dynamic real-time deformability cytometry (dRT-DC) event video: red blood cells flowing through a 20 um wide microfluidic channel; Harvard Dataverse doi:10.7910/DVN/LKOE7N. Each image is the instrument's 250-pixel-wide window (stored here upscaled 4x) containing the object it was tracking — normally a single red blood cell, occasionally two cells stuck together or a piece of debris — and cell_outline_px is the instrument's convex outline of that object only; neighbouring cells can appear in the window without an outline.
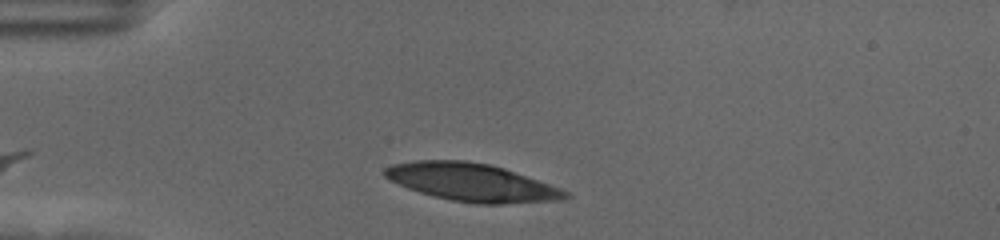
{"species": "human", "species_latin": "Homo sapiens", "temperature_condition": "cold", "stored_images_in_passage": 37, "camera_frame_rate_fps": 3000, "um_per_image_px": 0.085, "donor": {"sex": "female"}, "frame": {"image": 1, "passage_image": 4, "time_ms": 1.0, "image_size_px": [1000, 240], "cell_outline_px": [[572, 196], [552, 200], [504, 204], [476, 204], [452, 200], [432, 196], [408, 188], [384, 176], [384, 168], [392, 164], [416, 160], [464, 160], [488, 164], [504, 168], [548, 184], [568, 192]], "centroid_in_image_um": [40.05, 15.49], "position_along_channel_um": 45.0, "area_um2": 39.25}}
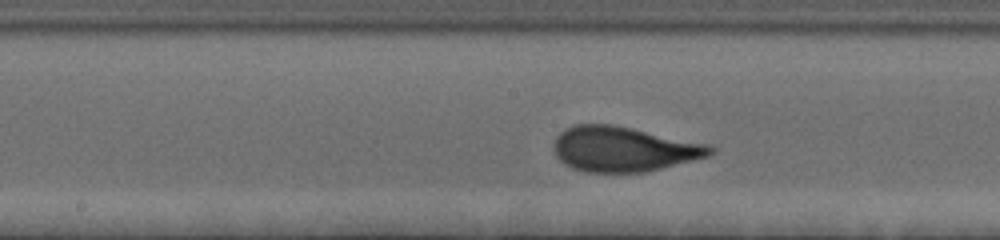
{"frame": {"image": 2, "passage_image": 19, "time_ms": 6.0, "image_size_px": [1000, 240], "cell_outline_px": [[716, 152], [708, 156], [644, 172], [584, 172], [572, 168], [564, 164], [556, 156], [552, 148], [556, 136], [564, 128], [576, 124], [612, 124], [712, 144], [716, 148]], "centroid_in_image_um": [53.0, 12.66], "position_along_channel_um": 195.2, "area_um2": 41.33}}
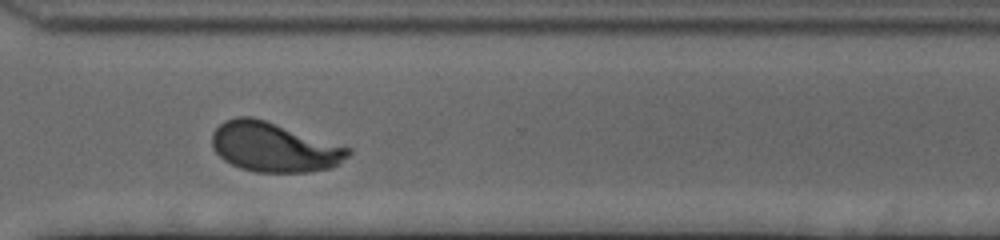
{"frame": {"image": 3, "passage_image": 32, "time_ms": 10.333, "image_size_px": [1000, 240], "cell_outline_px": [[352, 152], [348, 156], [332, 168], [308, 172], [256, 172], [240, 168], [224, 160], [212, 148], [212, 132], [224, 120], [236, 116], [252, 116], [352, 148]], "centroid_in_image_um": [23.28, 12.5], "position_along_channel_um": 347.3, "area_um2": 39.3}, "authors_computed_cell_mechanics": {"area_um2": 39.7664, "velocity_mm_per_s": 3.5064, "shape_relaxation_time_tau1_ms": 3.6156, "shape_relaxation_time_tau2_ms": null, "deformation_change_tau1": 0.1831, "deformation_change_tau2": null}}